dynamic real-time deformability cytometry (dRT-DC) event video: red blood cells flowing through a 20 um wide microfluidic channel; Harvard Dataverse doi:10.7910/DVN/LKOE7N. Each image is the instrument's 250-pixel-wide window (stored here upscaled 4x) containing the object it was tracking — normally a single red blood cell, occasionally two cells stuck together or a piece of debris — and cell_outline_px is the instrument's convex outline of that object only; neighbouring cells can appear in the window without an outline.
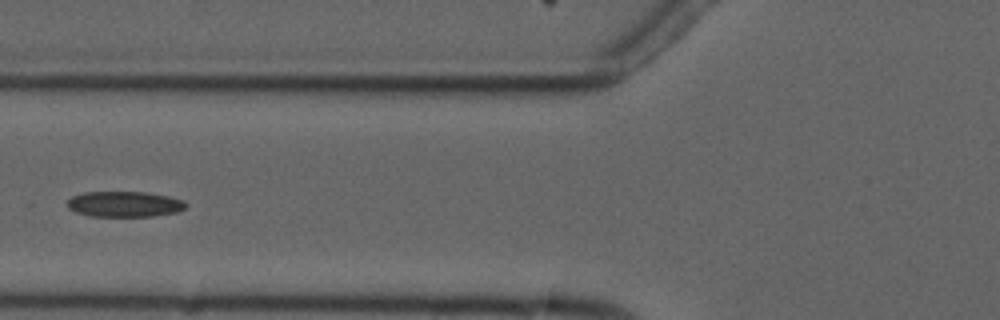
{"species": "common noctule bat (a hibernating species)", "species_latin": "Nyctalus noctula", "temperature_condition": "cold", "stored_images_in_passage": 5, "camera_frame_rate_fps": 3000, "um_per_image_px": 0.085, "animal": {"sex": "male", "forearm_length_mm": 52.5}, "frame": {"image": 1, "passage_image": 5, "time_ms": 6.0, "image_size_px": [1000, 320], "cell_outline_px": [[188, 204], [184, 208], [176, 212], [152, 216], [92, 216], [76, 212], [68, 208], [68, 200], [72, 196], [84, 192], [148, 192], [168, 196], [184, 200]], "centroid_in_image_um": [10.59, 17.34], "position_along_channel_um": 115.2, "area_um2": 17.63}}